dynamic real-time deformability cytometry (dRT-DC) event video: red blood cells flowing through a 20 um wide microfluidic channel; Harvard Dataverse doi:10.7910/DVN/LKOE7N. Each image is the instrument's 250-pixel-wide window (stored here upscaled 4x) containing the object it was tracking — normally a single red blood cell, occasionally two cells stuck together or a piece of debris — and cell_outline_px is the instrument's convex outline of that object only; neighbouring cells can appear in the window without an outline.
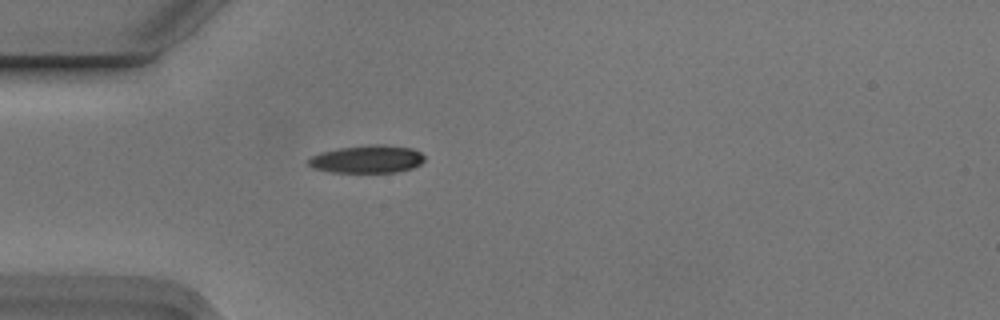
{"species": "Egyptian fruit bat (a non-hibernating species)", "species_latin": "Rousettus aegyptiacus", "temperature_condition": "cold", "stored_images_in_passage": 1, "camera_frame_rate_fps": 3000, "um_per_image_px": 0.085, "animal": {"sex": "male"}, "frame": {"image": 1, "passage_image": 1, "time_ms": 0.0, "image_size_px": [1000, 320], "cell_outline_px": [[424, 160], [420, 164], [412, 168], [396, 172], [332, 172], [312, 168], [308, 164], [308, 160], [312, 156], [320, 152], [340, 148], [376, 144], [412, 148], [420, 152], [424, 156]], "centroid_in_image_um": [31.2, 13.53], "position_along_channel_um": 53.8, "area_um2": 18.61}}